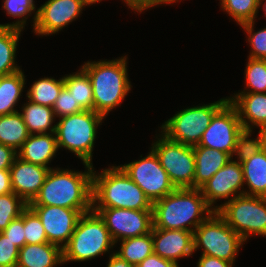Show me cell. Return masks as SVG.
<instances>
[{
  "mask_svg": "<svg viewBox=\"0 0 266 267\" xmlns=\"http://www.w3.org/2000/svg\"><path fill=\"white\" fill-rule=\"evenodd\" d=\"M50 169L16 157L9 169L12 191L29 204L38 194Z\"/></svg>",
  "mask_w": 266,
  "mask_h": 267,
  "instance_id": "ac0fdd59",
  "label": "cell"
},
{
  "mask_svg": "<svg viewBox=\"0 0 266 267\" xmlns=\"http://www.w3.org/2000/svg\"><path fill=\"white\" fill-rule=\"evenodd\" d=\"M87 171L50 169L38 194L28 205L60 206L76 210H92L93 165Z\"/></svg>",
  "mask_w": 266,
  "mask_h": 267,
  "instance_id": "6da1fadb",
  "label": "cell"
},
{
  "mask_svg": "<svg viewBox=\"0 0 266 267\" xmlns=\"http://www.w3.org/2000/svg\"><path fill=\"white\" fill-rule=\"evenodd\" d=\"M28 204L14 192L0 195V232L4 231L11 221L21 216Z\"/></svg>",
  "mask_w": 266,
  "mask_h": 267,
  "instance_id": "d6a6232c",
  "label": "cell"
},
{
  "mask_svg": "<svg viewBox=\"0 0 266 267\" xmlns=\"http://www.w3.org/2000/svg\"><path fill=\"white\" fill-rule=\"evenodd\" d=\"M63 264L62 249L50 242L25 244L19 249L16 267H55Z\"/></svg>",
  "mask_w": 266,
  "mask_h": 267,
  "instance_id": "603a6c76",
  "label": "cell"
},
{
  "mask_svg": "<svg viewBox=\"0 0 266 267\" xmlns=\"http://www.w3.org/2000/svg\"><path fill=\"white\" fill-rule=\"evenodd\" d=\"M228 101L236 108L243 129L249 136L252 126L266 125V93H238Z\"/></svg>",
  "mask_w": 266,
  "mask_h": 267,
  "instance_id": "ffe728a7",
  "label": "cell"
},
{
  "mask_svg": "<svg viewBox=\"0 0 266 267\" xmlns=\"http://www.w3.org/2000/svg\"><path fill=\"white\" fill-rule=\"evenodd\" d=\"M105 222L114 242L138 237L151 232L152 210H132L124 208H92Z\"/></svg>",
  "mask_w": 266,
  "mask_h": 267,
  "instance_id": "4fadbf2b",
  "label": "cell"
},
{
  "mask_svg": "<svg viewBox=\"0 0 266 267\" xmlns=\"http://www.w3.org/2000/svg\"><path fill=\"white\" fill-rule=\"evenodd\" d=\"M246 88L240 93H266V59L248 58L245 69Z\"/></svg>",
  "mask_w": 266,
  "mask_h": 267,
  "instance_id": "1f68e13d",
  "label": "cell"
},
{
  "mask_svg": "<svg viewBox=\"0 0 266 267\" xmlns=\"http://www.w3.org/2000/svg\"><path fill=\"white\" fill-rule=\"evenodd\" d=\"M19 248L0 232V267H16Z\"/></svg>",
  "mask_w": 266,
  "mask_h": 267,
  "instance_id": "74e56055",
  "label": "cell"
},
{
  "mask_svg": "<svg viewBox=\"0 0 266 267\" xmlns=\"http://www.w3.org/2000/svg\"><path fill=\"white\" fill-rule=\"evenodd\" d=\"M25 84V76L22 70L10 75L0 76V116L18 111L14 107Z\"/></svg>",
  "mask_w": 266,
  "mask_h": 267,
  "instance_id": "484cf974",
  "label": "cell"
},
{
  "mask_svg": "<svg viewBox=\"0 0 266 267\" xmlns=\"http://www.w3.org/2000/svg\"><path fill=\"white\" fill-rule=\"evenodd\" d=\"M153 203L120 166L92 176V208L152 210Z\"/></svg>",
  "mask_w": 266,
  "mask_h": 267,
  "instance_id": "3957f363",
  "label": "cell"
},
{
  "mask_svg": "<svg viewBox=\"0 0 266 267\" xmlns=\"http://www.w3.org/2000/svg\"><path fill=\"white\" fill-rule=\"evenodd\" d=\"M159 137L151 149L157 155L171 183L175 188H193L195 176L193 146L171 141L163 134Z\"/></svg>",
  "mask_w": 266,
  "mask_h": 267,
  "instance_id": "8fae6325",
  "label": "cell"
},
{
  "mask_svg": "<svg viewBox=\"0 0 266 267\" xmlns=\"http://www.w3.org/2000/svg\"><path fill=\"white\" fill-rule=\"evenodd\" d=\"M227 101L228 98H223L208 105L179 111L161 126L164 132L162 134L174 142L188 146L198 145L212 117Z\"/></svg>",
  "mask_w": 266,
  "mask_h": 267,
  "instance_id": "30bf717a",
  "label": "cell"
},
{
  "mask_svg": "<svg viewBox=\"0 0 266 267\" xmlns=\"http://www.w3.org/2000/svg\"><path fill=\"white\" fill-rule=\"evenodd\" d=\"M237 156L249 188L244 195L266 197V152L248 139Z\"/></svg>",
  "mask_w": 266,
  "mask_h": 267,
  "instance_id": "e0dca14e",
  "label": "cell"
},
{
  "mask_svg": "<svg viewBox=\"0 0 266 267\" xmlns=\"http://www.w3.org/2000/svg\"><path fill=\"white\" fill-rule=\"evenodd\" d=\"M2 233L10 239L19 249L26 244L24 233V211L21 216L14 219Z\"/></svg>",
  "mask_w": 266,
  "mask_h": 267,
  "instance_id": "f35d334b",
  "label": "cell"
},
{
  "mask_svg": "<svg viewBox=\"0 0 266 267\" xmlns=\"http://www.w3.org/2000/svg\"><path fill=\"white\" fill-rule=\"evenodd\" d=\"M89 0H48L34 15L33 29L37 35H50L59 32L75 20Z\"/></svg>",
  "mask_w": 266,
  "mask_h": 267,
  "instance_id": "5bb4252c",
  "label": "cell"
},
{
  "mask_svg": "<svg viewBox=\"0 0 266 267\" xmlns=\"http://www.w3.org/2000/svg\"><path fill=\"white\" fill-rule=\"evenodd\" d=\"M28 206L41 219L48 242L59 246L61 249L69 242L81 215L91 211L48 205Z\"/></svg>",
  "mask_w": 266,
  "mask_h": 267,
  "instance_id": "9a60e30c",
  "label": "cell"
},
{
  "mask_svg": "<svg viewBox=\"0 0 266 267\" xmlns=\"http://www.w3.org/2000/svg\"><path fill=\"white\" fill-rule=\"evenodd\" d=\"M262 1L263 0H259V8H260V5L262 4ZM264 6H263V9H264V11H265V16H266V1H265V3L263 4Z\"/></svg>",
  "mask_w": 266,
  "mask_h": 267,
  "instance_id": "7dc6e473",
  "label": "cell"
},
{
  "mask_svg": "<svg viewBox=\"0 0 266 267\" xmlns=\"http://www.w3.org/2000/svg\"><path fill=\"white\" fill-rule=\"evenodd\" d=\"M92 4L96 3V2H99V1H102V0H89Z\"/></svg>",
  "mask_w": 266,
  "mask_h": 267,
  "instance_id": "c3c4849f",
  "label": "cell"
},
{
  "mask_svg": "<svg viewBox=\"0 0 266 267\" xmlns=\"http://www.w3.org/2000/svg\"><path fill=\"white\" fill-rule=\"evenodd\" d=\"M213 212L200 189L176 188L153 203V227L194 232L196 227Z\"/></svg>",
  "mask_w": 266,
  "mask_h": 267,
  "instance_id": "7a4b0ae2",
  "label": "cell"
},
{
  "mask_svg": "<svg viewBox=\"0 0 266 267\" xmlns=\"http://www.w3.org/2000/svg\"><path fill=\"white\" fill-rule=\"evenodd\" d=\"M121 247L115 254L128 263L137 266L154 253L152 233L121 240Z\"/></svg>",
  "mask_w": 266,
  "mask_h": 267,
  "instance_id": "f1b7e54d",
  "label": "cell"
},
{
  "mask_svg": "<svg viewBox=\"0 0 266 267\" xmlns=\"http://www.w3.org/2000/svg\"><path fill=\"white\" fill-rule=\"evenodd\" d=\"M63 87V77L59 80L44 77L33 83L26 97L33 103L53 107Z\"/></svg>",
  "mask_w": 266,
  "mask_h": 267,
  "instance_id": "f546056e",
  "label": "cell"
},
{
  "mask_svg": "<svg viewBox=\"0 0 266 267\" xmlns=\"http://www.w3.org/2000/svg\"><path fill=\"white\" fill-rule=\"evenodd\" d=\"M11 192L13 191L11 188L10 170L0 169V195H5Z\"/></svg>",
  "mask_w": 266,
  "mask_h": 267,
  "instance_id": "ee69618b",
  "label": "cell"
},
{
  "mask_svg": "<svg viewBox=\"0 0 266 267\" xmlns=\"http://www.w3.org/2000/svg\"><path fill=\"white\" fill-rule=\"evenodd\" d=\"M194 251L234 263L238 249L245 242L217 212L211 213L193 232Z\"/></svg>",
  "mask_w": 266,
  "mask_h": 267,
  "instance_id": "52a82bcc",
  "label": "cell"
},
{
  "mask_svg": "<svg viewBox=\"0 0 266 267\" xmlns=\"http://www.w3.org/2000/svg\"><path fill=\"white\" fill-rule=\"evenodd\" d=\"M259 135L256 139L251 140L254 142L260 149L266 152V125L259 127Z\"/></svg>",
  "mask_w": 266,
  "mask_h": 267,
  "instance_id": "bcb514c9",
  "label": "cell"
},
{
  "mask_svg": "<svg viewBox=\"0 0 266 267\" xmlns=\"http://www.w3.org/2000/svg\"><path fill=\"white\" fill-rule=\"evenodd\" d=\"M2 8L6 10L7 15L22 19H19L12 24H0V27H13L21 30L25 27L24 24H26L28 15L30 16L31 12L35 11L36 9L34 0H4Z\"/></svg>",
  "mask_w": 266,
  "mask_h": 267,
  "instance_id": "836d02e7",
  "label": "cell"
},
{
  "mask_svg": "<svg viewBox=\"0 0 266 267\" xmlns=\"http://www.w3.org/2000/svg\"><path fill=\"white\" fill-rule=\"evenodd\" d=\"M58 149L55 132L30 134L19 151H17V157L28 163L51 168L47 165L51 162Z\"/></svg>",
  "mask_w": 266,
  "mask_h": 267,
  "instance_id": "44dd1931",
  "label": "cell"
},
{
  "mask_svg": "<svg viewBox=\"0 0 266 267\" xmlns=\"http://www.w3.org/2000/svg\"><path fill=\"white\" fill-rule=\"evenodd\" d=\"M64 87L72 94L75 102L88 111H94L92 83L88 73L81 68L80 72L63 77Z\"/></svg>",
  "mask_w": 266,
  "mask_h": 267,
  "instance_id": "83f0119b",
  "label": "cell"
},
{
  "mask_svg": "<svg viewBox=\"0 0 266 267\" xmlns=\"http://www.w3.org/2000/svg\"><path fill=\"white\" fill-rule=\"evenodd\" d=\"M195 157V176L193 188L200 189L232 157L223 151L204 146H193Z\"/></svg>",
  "mask_w": 266,
  "mask_h": 267,
  "instance_id": "7402d4cb",
  "label": "cell"
},
{
  "mask_svg": "<svg viewBox=\"0 0 266 267\" xmlns=\"http://www.w3.org/2000/svg\"><path fill=\"white\" fill-rule=\"evenodd\" d=\"M154 254L177 263V259L191 256L194 252L193 232L178 229L152 227Z\"/></svg>",
  "mask_w": 266,
  "mask_h": 267,
  "instance_id": "d6986e66",
  "label": "cell"
},
{
  "mask_svg": "<svg viewBox=\"0 0 266 267\" xmlns=\"http://www.w3.org/2000/svg\"><path fill=\"white\" fill-rule=\"evenodd\" d=\"M16 157L17 151L0 143V169H10Z\"/></svg>",
  "mask_w": 266,
  "mask_h": 267,
  "instance_id": "b9f144b4",
  "label": "cell"
},
{
  "mask_svg": "<svg viewBox=\"0 0 266 267\" xmlns=\"http://www.w3.org/2000/svg\"><path fill=\"white\" fill-rule=\"evenodd\" d=\"M126 58L123 56L111 61H88L81 66L92 83L94 111L104 117L120 105L131 89Z\"/></svg>",
  "mask_w": 266,
  "mask_h": 267,
  "instance_id": "277c9868",
  "label": "cell"
},
{
  "mask_svg": "<svg viewBox=\"0 0 266 267\" xmlns=\"http://www.w3.org/2000/svg\"><path fill=\"white\" fill-rule=\"evenodd\" d=\"M30 133L20 112L0 116V143L18 151Z\"/></svg>",
  "mask_w": 266,
  "mask_h": 267,
  "instance_id": "d4e9b609",
  "label": "cell"
},
{
  "mask_svg": "<svg viewBox=\"0 0 266 267\" xmlns=\"http://www.w3.org/2000/svg\"><path fill=\"white\" fill-rule=\"evenodd\" d=\"M24 233L26 244L48 242L41 219L29 206L24 210Z\"/></svg>",
  "mask_w": 266,
  "mask_h": 267,
  "instance_id": "e575fe53",
  "label": "cell"
},
{
  "mask_svg": "<svg viewBox=\"0 0 266 267\" xmlns=\"http://www.w3.org/2000/svg\"><path fill=\"white\" fill-rule=\"evenodd\" d=\"M130 9L136 12H142L143 10L150 9V7H155L156 5L168 4L176 2L178 0H123Z\"/></svg>",
  "mask_w": 266,
  "mask_h": 267,
  "instance_id": "ab89813d",
  "label": "cell"
},
{
  "mask_svg": "<svg viewBox=\"0 0 266 267\" xmlns=\"http://www.w3.org/2000/svg\"><path fill=\"white\" fill-rule=\"evenodd\" d=\"M197 267H232L233 263L217 257L201 255Z\"/></svg>",
  "mask_w": 266,
  "mask_h": 267,
  "instance_id": "7bdbcfd3",
  "label": "cell"
},
{
  "mask_svg": "<svg viewBox=\"0 0 266 267\" xmlns=\"http://www.w3.org/2000/svg\"><path fill=\"white\" fill-rule=\"evenodd\" d=\"M107 267H136V266L128 263L126 260L121 259L115 253H112V255H110Z\"/></svg>",
  "mask_w": 266,
  "mask_h": 267,
  "instance_id": "f6af8a7d",
  "label": "cell"
},
{
  "mask_svg": "<svg viewBox=\"0 0 266 267\" xmlns=\"http://www.w3.org/2000/svg\"><path fill=\"white\" fill-rule=\"evenodd\" d=\"M21 29L0 27V76H6L20 71L15 64L16 48Z\"/></svg>",
  "mask_w": 266,
  "mask_h": 267,
  "instance_id": "4316f807",
  "label": "cell"
},
{
  "mask_svg": "<svg viewBox=\"0 0 266 267\" xmlns=\"http://www.w3.org/2000/svg\"><path fill=\"white\" fill-rule=\"evenodd\" d=\"M103 119V115L88 110L60 117L59 122L55 124L58 148L68 149L84 164L92 165L97 128Z\"/></svg>",
  "mask_w": 266,
  "mask_h": 267,
  "instance_id": "8992f818",
  "label": "cell"
},
{
  "mask_svg": "<svg viewBox=\"0 0 266 267\" xmlns=\"http://www.w3.org/2000/svg\"><path fill=\"white\" fill-rule=\"evenodd\" d=\"M179 265L173 261L166 260L157 254L146 257L136 267H178Z\"/></svg>",
  "mask_w": 266,
  "mask_h": 267,
  "instance_id": "60d3db41",
  "label": "cell"
},
{
  "mask_svg": "<svg viewBox=\"0 0 266 267\" xmlns=\"http://www.w3.org/2000/svg\"><path fill=\"white\" fill-rule=\"evenodd\" d=\"M249 139L240 122L236 108L227 101L212 117L210 125L205 129L199 144L238 155L242 145Z\"/></svg>",
  "mask_w": 266,
  "mask_h": 267,
  "instance_id": "9c48e42d",
  "label": "cell"
},
{
  "mask_svg": "<svg viewBox=\"0 0 266 267\" xmlns=\"http://www.w3.org/2000/svg\"><path fill=\"white\" fill-rule=\"evenodd\" d=\"M254 22H247L241 25L248 34V42L251 44L249 57L266 59V28L253 33Z\"/></svg>",
  "mask_w": 266,
  "mask_h": 267,
  "instance_id": "d590c367",
  "label": "cell"
},
{
  "mask_svg": "<svg viewBox=\"0 0 266 267\" xmlns=\"http://www.w3.org/2000/svg\"><path fill=\"white\" fill-rule=\"evenodd\" d=\"M244 183L241 162L239 159L237 161L231 159L224 167L219 169L200 188V190L205 198L206 203L214 210L212 205L216 203V200L228 199L229 201L237 196L244 195L245 191H241ZM229 197L231 198L229 199Z\"/></svg>",
  "mask_w": 266,
  "mask_h": 267,
  "instance_id": "2e32d148",
  "label": "cell"
},
{
  "mask_svg": "<svg viewBox=\"0 0 266 267\" xmlns=\"http://www.w3.org/2000/svg\"><path fill=\"white\" fill-rule=\"evenodd\" d=\"M21 109V114L30 134L55 132L56 125L52 126V123L55 120L52 107L28 101Z\"/></svg>",
  "mask_w": 266,
  "mask_h": 267,
  "instance_id": "cb8c5ba5",
  "label": "cell"
},
{
  "mask_svg": "<svg viewBox=\"0 0 266 267\" xmlns=\"http://www.w3.org/2000/svg\"><path fill=\"white\" fill-rule=\"evenodd\" d=\"M52 108L54 110V115L59 118L76 114L84 110L78 102H75L72 94L65 87L62 88Z\"/></svg>",
  "mask_w": 266,
  "mask_h": 267,
  "instance_id": "8d00e7d4",
  "label": "cell"
},
{
  "mask_svg": "<svg viewBox=\"0 0 266 267\" xmlns=\"http://www.w3.org/2000/svg\"><path fill=\"white\" fill-rule=\"evenodd\" d=\"M120 167L143 190L152 203L176 189L152 149L146 157Z\"/></svg>",
  "mask_w": 266,
  "mask_h": 267,
  "instance_id": "7c38bea8",
  "label": "cell"
},
{
  "mask_svg": "<svg viewBox=\"0 0 266 267\" xmlns=\"http://www.w3.org/2000/svg\"><path fill=\"white\" fill-rule=\"evenodd\" d=\"M115 245L105 222L93 210L83 213L74 233L62 249L63 263L68 261H86L95 258Z\"/></svg>",
  "mask_w": 266,
  "mask_h": 267,
  "instance_id": "5b68a950",
  "label": "cell"
},
{
  "mask_svg": "<svg viewBox=\"0 0 266 267\" xmlns=\"http://www.w3.org/2000/svg\"><path fill=\"white\" fill-rule=\"evenodd\" d=\"M214 211L244 241L252 234L266 236V197L240 195L216 206Z\"/></svg>",
  "mask_w": 266,
  "mask_h": 267,
  "instance_id": "ba28073f",
  "label": "cell"
},
{
  "mask_svg": "<svg viewBox=\"0 0 266 267\" xmlns=\"http://www.w3.org/2000/svg\"><path fill=\"white\" fill-rule=\"evenodd\" d=\"M222 10H225L231 17L242 25L252 22L259 9V0H220Z\"/></svg>",
  "mask_w": 266,
  "mask_h": 267,
  "instance_id": "4dcf8cb0",
  "label": "cell"
}]
</instances>
